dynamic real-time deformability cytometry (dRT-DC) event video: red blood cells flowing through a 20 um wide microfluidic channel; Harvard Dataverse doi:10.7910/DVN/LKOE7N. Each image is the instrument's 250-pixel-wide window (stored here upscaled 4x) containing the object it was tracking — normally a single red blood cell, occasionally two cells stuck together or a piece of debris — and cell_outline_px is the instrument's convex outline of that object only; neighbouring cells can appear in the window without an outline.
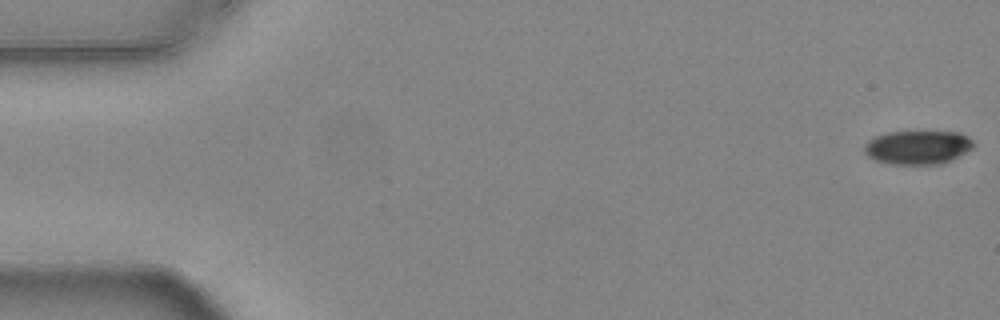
{"species": "common noctule bat (a hibernating species)", "species_latin": "Nyctalus noctula", "temperature_condition": "warm", "stored_images_in_passage": 55, "camera_frame_rate_fps": 3000, "um_per_image_px": 0.085, "animal": {"sex": "female", "body_mass_g": 24.6, "forearm_length_mm": 56.2}, "frame": {"image": 1, "passage_image": 1, "time_ms": 0.0, "image_size_px": [1000, 320], "cell_outline_px": [[972, 148], [952, 160], [940, 164], [892, 164], [876, 160], [868, 156], [864, 152], [864, 144], [868, 140], [876, 136], [888, 132], [960, 132], [968, 136], [972, 140]], "centroid_in_image_um": [78.0, 12.52], "position_along_channel_um": 7.0, "area_um2": 21.39}}
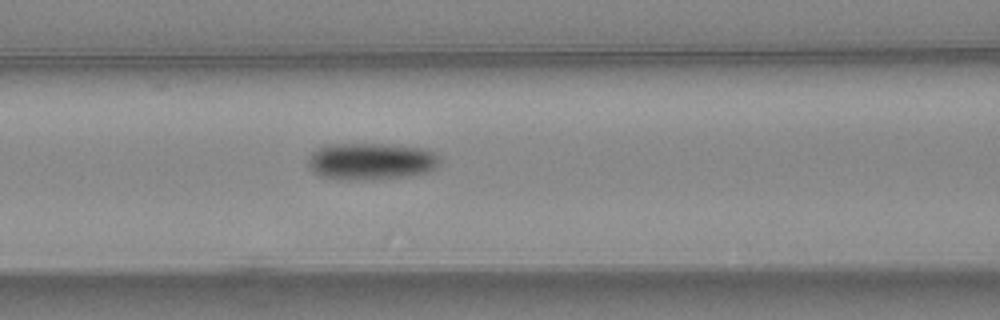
{"frame": {"image": 2, "passage_image": 23, "time_ms": 7.333, "image_size_px": [1000, 320], "cell_outline_px": [[440, 164], [436, 168], [428, 172], [408, 176], [372, 180], [336, 180], [320, 176], [312, 172], [308, 168], [308, 156], [316, 148], [328, 144], [392, 144], [424, 148], [440, 156]], "centroid_in_image_um": [31.51, 13.72], "position_along_channel_um": 135.1, "area_um2": 29.07}}
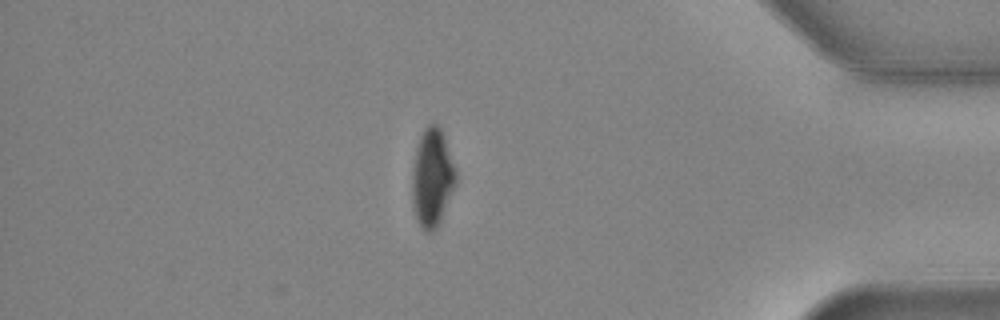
{"frame": {"image": 3, "passage_image": 47, "time_ms": 15.333, "image_size_px": [1000, 320], "cell_outline_px": [[456, 184], [440, 224], [432, 232], [428, 232], [420, 224], [416, 216], [412, 204], [412, 168], [416, 148], [420, 136], [424, 128], [432, 120], [440, 128], [456, 168]], "centroid_in_image_um": [36.74, 15.1], "position_along_channel_um": 398.5, "area_um2": 25.14}, "authors_computed_cell_mechanics": {"area_um2": 25.9522, "velocity_mm_per_s": 3.7753, "shape_relaxation_time_tau1_ms": 5.2661, "shape_relaxation_time_tau2_ms": 8.4688, "deformation_change_tau1": 0.1551, "deformation_change_tau2": 0.1013}}